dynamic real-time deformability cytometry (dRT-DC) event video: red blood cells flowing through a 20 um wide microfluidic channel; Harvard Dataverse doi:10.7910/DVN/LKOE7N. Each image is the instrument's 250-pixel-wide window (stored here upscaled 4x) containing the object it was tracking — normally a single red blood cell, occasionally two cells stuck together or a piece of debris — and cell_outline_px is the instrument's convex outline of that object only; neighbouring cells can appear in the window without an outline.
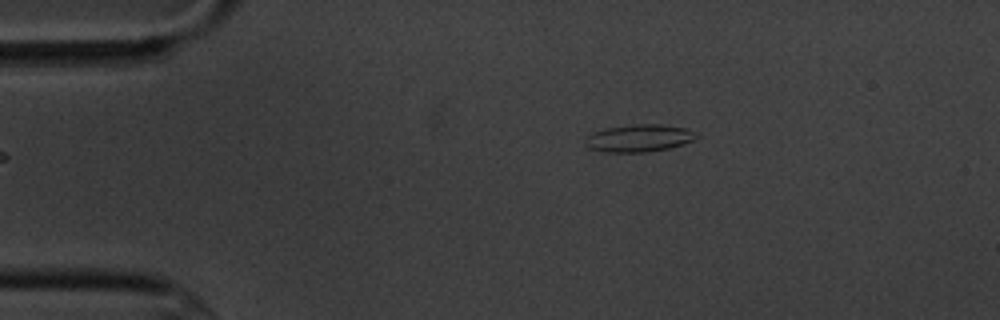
{"species": "common noctule bat (a hibernating species)", "species_latin": "Nyctalus noctula", "temperature_condition": "cold", "stored_images_in_passage": 6, "segment_of_instrument_passage": [2, 2], "camera_frame_rate_fps": 3000, "um_per_image_px": 0.085, "animal": {"sex": "male", "body_mass_g": 20.1, "forearm_length_mm": 53.5}, "frame": {"image": 1, "passage_image": 6, "time_ms": 6.0, "image_size_px": [1000, 320], "cell_outline_px": [[700, 136], [684, 144], [668, 148], [648, 152], [604, 152], [588, 148], [584, 140], [592, 132], [604, 128], [636, 124], [660, 124], [684, 128]], "centroid_in_image_um": [54.27, 11.74], "position_along_channel_um": 30.7, "area_um2": 17.69}}